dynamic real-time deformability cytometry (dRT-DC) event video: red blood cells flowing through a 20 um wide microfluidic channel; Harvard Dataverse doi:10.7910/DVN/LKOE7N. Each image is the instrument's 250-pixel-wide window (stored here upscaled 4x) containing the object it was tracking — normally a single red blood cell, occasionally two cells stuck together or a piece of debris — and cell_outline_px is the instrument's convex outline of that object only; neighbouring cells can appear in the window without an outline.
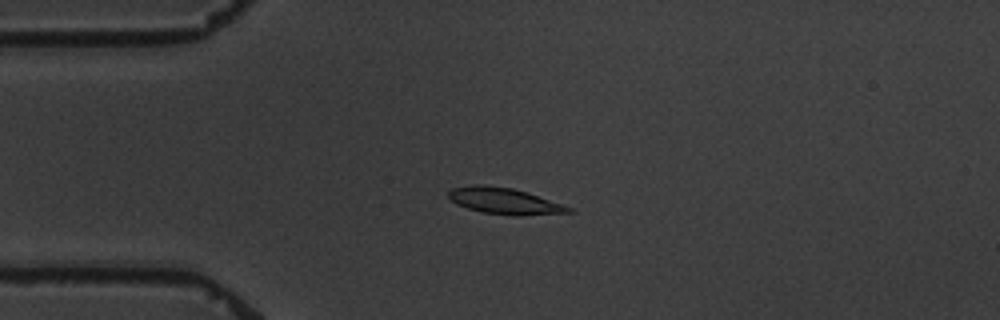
{"species": "common noctule bat (a hibernating species)", "species_latin": "Nyctalus noctula", "temperature_condition": "warm", "stored_images_in_passage": 6, "camera_frame_rate_fps": 3000, "um_per_image_px": 0.085, "animal": {"sex": "male", "body_mass_g": 19.5, "forearm_length_mm": 54.6}, "frame": {"image": 1, "passage_image": 3, "time_ms": 3.333, "image_size_px": [1000, 320], "cell_outline_px": [[576, 212], [520, 216], [512, 216], [484, 212], [468, 208], [456, 204], [448, 196], [448, 192], [452, 188], [472, 184], [484, 184], [512, 188], [528, 192], [572, 208]], "centroid_in_image_um": [42.88, 17.08], "position_along_channel_um": 42.1, "area_um2": 18.5}}
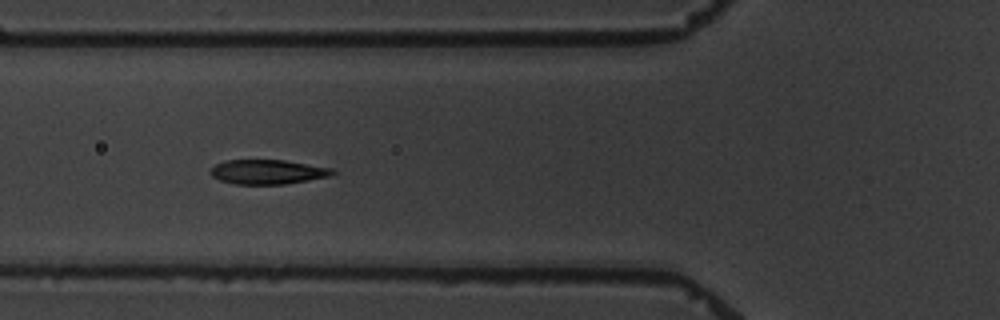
{"frame": {"image": 2, "passage_image": 5, "time_ms": 5.667, "image_size_px": [1000, 320], "cell_outline_px": [[336, 172], [328, 176], [284, 184], [236, 184], [220, 180], [212, 176], [208, 172], [216, 164], [224, 160], [284, 160], [332, 168]], "centroid_in_image_um": [22.71, 14.6], "position_along_channel_um": 103.1, "area_um2": 17.22}}
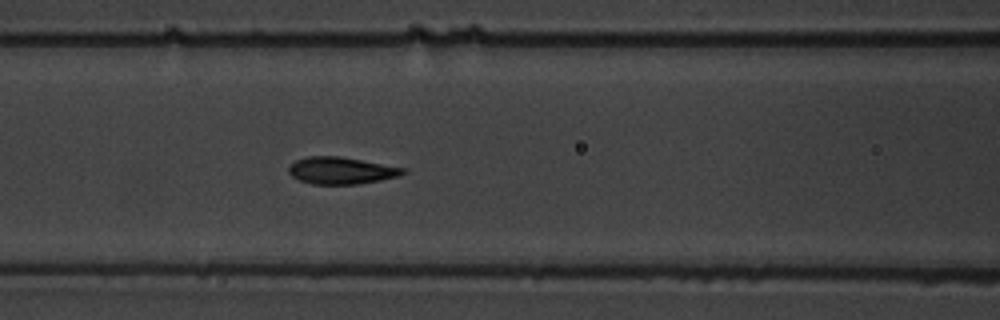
{"frame": {"image": 3, "passage_image": 6, "time_ms": 6.667, "image_size_px": [1000, 320], "cell_outline_px": [[408, 172], [400, 176], [380, 180], [356, 184], [312, 184], [300, 180], [292, 176], [288, 172], [288, 168], [296, 160], [308, 156], [340, 156], [408, 168]], "centroid_in_image_um": [29.06, 14.49], "position_along_channel_um": 137.5, "area_um2": 18.09}}